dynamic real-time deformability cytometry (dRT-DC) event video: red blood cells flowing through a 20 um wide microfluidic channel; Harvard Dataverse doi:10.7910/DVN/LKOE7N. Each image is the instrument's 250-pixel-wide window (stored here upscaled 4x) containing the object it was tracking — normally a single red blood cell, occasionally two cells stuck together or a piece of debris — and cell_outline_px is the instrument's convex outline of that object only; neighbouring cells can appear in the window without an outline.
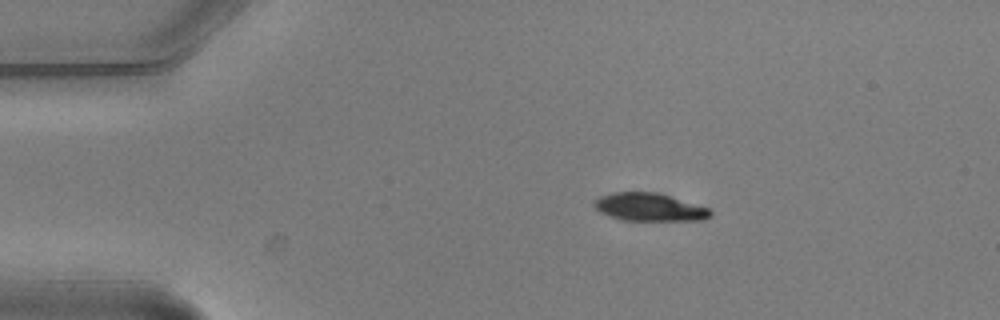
{"species": "common noctule bat (a hibernating species)", "species_latin": "Nyctalus noctula", "temperature_condition": "warm", "stored_images_in_passage": 4, "camera_frame_rate_fps": 3000, "um_per_image_px": 0.085, "animal": {"sex": "male", "body_mass_g": 20.5, "forearm_length_mm": 52.5}, "frame": {"image": 1, "passage_image": 1, "time_ms": 0.0, "image_size_px": [1000, 320], "cell_outline_px": [[712, 216], [704, 220], [624, 220], [600, 212], [592, 204], [600, 196], [612, 192], [660, 192], [708, 208], [712, 212]], "centroid_in_image_um": [55.22, 17.59], "position_along_channel_um": 29.8, "area_um2": 18.84}}
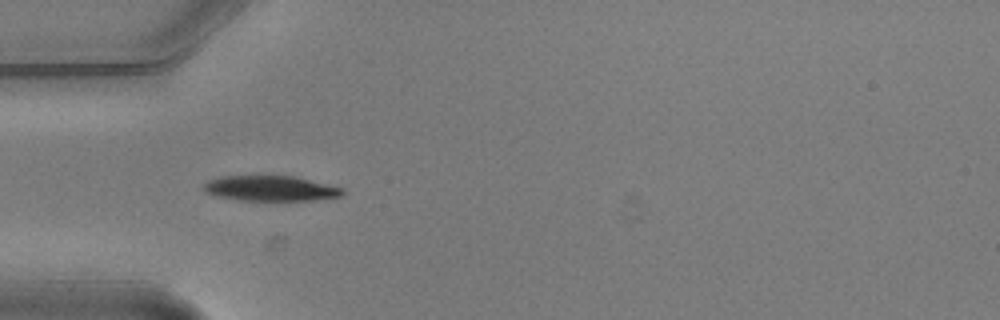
{"frame": {"image": 2, "passage_image": 3, "time_ms": 0.667, "image_size_px": [1000, 320], "cell_outline_px": [[344, 196], [316, 200], [236, 200], [216, 196], [204, 192], [200, 188], [208, 180], [220, 176], [292, 176], [328, 184], [344, 188]], "centroid_in_image_um": [22.97, 16.02], "position_along_channel_um": 62.0, "area_um2": 20.63}}
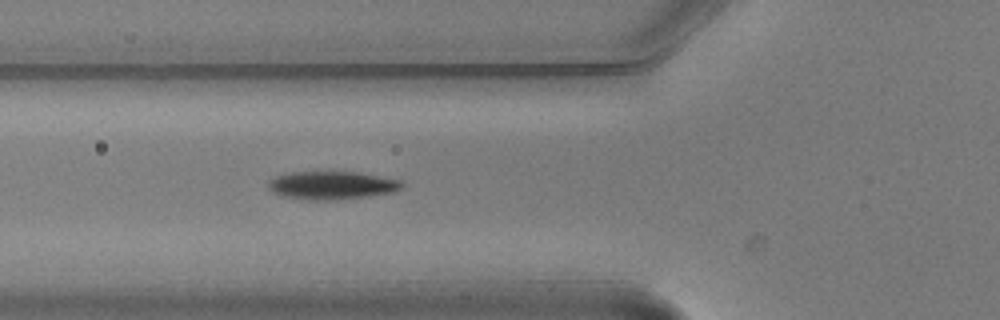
{"frame": {"image": 3, "passage_image": 4, "time_ms": 1.0, "image_size_px": [1000, 320], "cell_outline_px": [[404, 188], [396, 192], [368, 196], [328, 200], [316, 200], [284, 196], [272, 192], [268, 188], [268, 180], [276, 176], [292, 172], [360, 172], [404, 180]], "centroid_in_image_um": [28.29, 15.74], "position_along_channel_um": 97.5, "area_um2": 22.02}}